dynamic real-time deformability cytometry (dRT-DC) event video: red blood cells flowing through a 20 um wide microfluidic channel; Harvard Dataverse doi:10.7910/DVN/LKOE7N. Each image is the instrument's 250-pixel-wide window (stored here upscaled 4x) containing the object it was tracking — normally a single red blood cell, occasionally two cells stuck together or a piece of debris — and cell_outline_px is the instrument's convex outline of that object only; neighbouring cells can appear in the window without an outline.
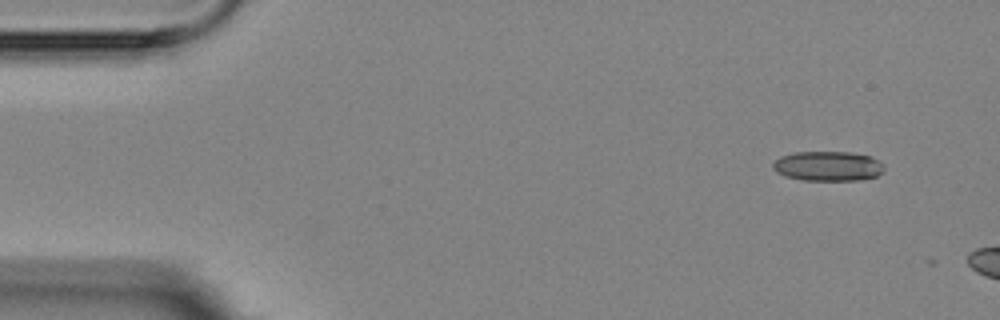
{"species": "Egyptian fruit bat (a non-hibernating species)", "species_latin": "Rousettus aegyptiacus", "temperature_condition": "room temperature", "stored_images_in_passage": 2, "camera_frame_rate_fps": 3000, "um_per_image_px": 0.085, "animal": {"sex": "female"}, "frame": {"image": 1, "passage_image": 1, "time_ms": 0.0, "image_size_px": [1000, 320], "cell_outline_px": [[884, 172], [876, 176], [860, 180], [804, 180], [784, 176], [776, 172], [772, 168], [772, 164], [780, 156], [796, 152], [848, 152], [868, 156], [876, 160], [884, 168]], "centroid_in_image_um": [70.33, 14.13], "position_along_channel_um": 14.7, "area_um2": 19.13}}